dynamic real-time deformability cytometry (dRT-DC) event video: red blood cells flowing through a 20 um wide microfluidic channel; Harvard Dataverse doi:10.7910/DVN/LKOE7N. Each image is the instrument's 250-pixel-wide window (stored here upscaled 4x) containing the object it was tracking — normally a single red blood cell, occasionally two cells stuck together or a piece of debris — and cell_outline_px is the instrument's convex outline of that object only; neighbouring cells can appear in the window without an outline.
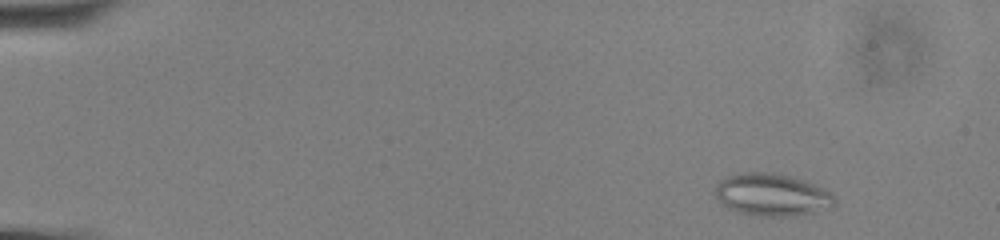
{"species": "common noctule bat (a hibernating species)", "species_latin": "Nyctalus noctula", "temperature_condition": "cold", "stored_images_in_passage": 55, "camera_frame_rate_fps": 3000, "um_per_image_px": 0.085, "animal": {"sex": "male", "body_mass_g": 13.0, "forearm_length_mm": 53.1}, "frame": {"image": 1, "passage_image": 4, "time_ms": 1.0, "image_size_px": [1000, 240], "cell_outline_px": [[836, 204], [832, 208], [796, 216], [760, 216], [736, 212], [720, 204], [716, 200], [716, 184], [724, 176], [736, 172], [772, 172], [788, 176], [824, 188], [836, 200]], "centroid_in_image_um": [65.56, 16.56], "position_along_channel_um": 19.4, "area_um2": 29.77}}
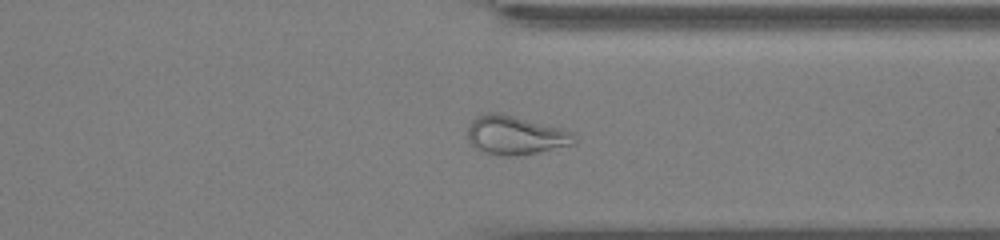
{"frame": {"image": 2, "passage_image": 43, "time_ms": 14.0, "image_size_px": [1000, 240], "cell_outline_px": [[576, 144], [516, 156], [504, 156], [488, 152], [476, 148], [468, 140], [468, 128], [472, 120], [476, 116], [488, 112], [500, 112], [564, 128], [572, 132], [576, 136]], "centroid_in_image_um": [43.85, 11.47], "position_along_channel_um": 367.6, "area_um2": 24.22}}
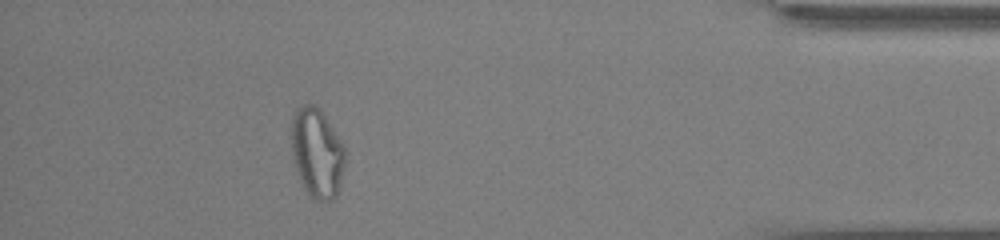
{"frame": {"image": 3, "passage_image": 50, "time_ms": 16.333, "image_size_px": [1000, 240], "cell_outline_px": [[344, 168], [340, 184], [336, 196], [332, 200], [312, 200], [304, 188], [300, 180], [292, 160], [292, 116], [296, 108], [304, 104], [316, 104], [320, 108], [340, 140], [344, 148]], "centroid_in_image_um": [26.92, 12.99], "position_along_channel_um": 408.3, "area_um2": 28.03}, "authors_computed_cell_mechanics": {"area_um2": 25.8366, "velocity_mm_per_s": 3.5987, "shape_relaxation_time_tau1_ms": null, "shape_relaxation_time_tau2_ms": 2.0614, "deformation_change_tau1": null, "deformation_change_tau2": 0.0924}}